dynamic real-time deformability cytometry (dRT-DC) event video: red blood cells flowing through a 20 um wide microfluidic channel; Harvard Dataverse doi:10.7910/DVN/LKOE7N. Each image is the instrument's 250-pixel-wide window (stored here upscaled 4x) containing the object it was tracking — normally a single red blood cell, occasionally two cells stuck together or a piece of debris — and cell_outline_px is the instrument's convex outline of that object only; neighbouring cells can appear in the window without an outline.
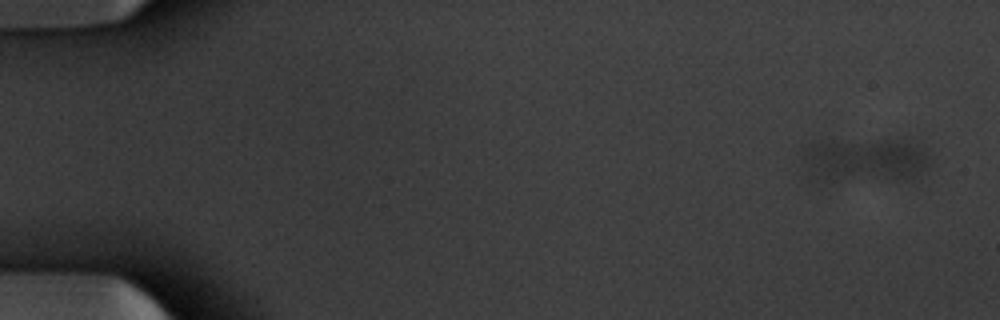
{"species": "common noctule bat (a hibernating species)", "species_latin": "Nyctalus noctula", "temperature_condition": "warm", "stored_images_in_passage": 16, "camera_frame_rate_fps": 3000, "um_per_image_px": 0.085, "animal": {"sex": "male", "body_mass_g": 20.1, "forearm_length_mm": 53.5}, "frame": {"image": 1, "passage_image": 3, "time_ms": 0.667, "image_size_px": [1000, 320], "cell_outline_px": [[932, 160], [912, 180], [812, 180], [800, 152], [808, 144], [832, 140], [896, 140], [912, 144], [928, 152]], "centroid_in_image_um": [73.47, 13.61], "position_along_channel_um": 11.5, "area_um2": 33.06}}
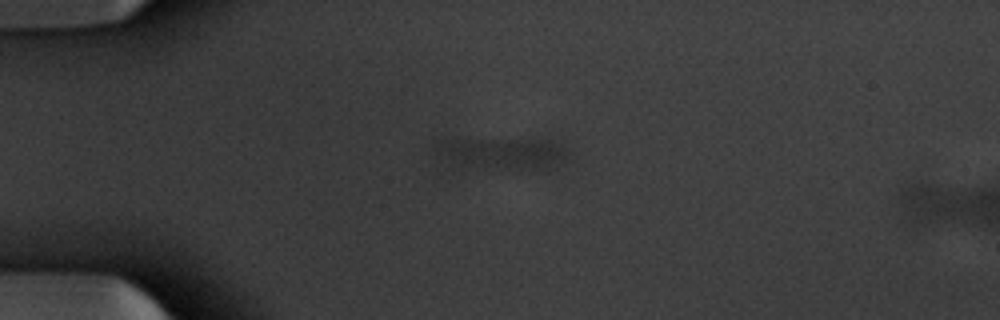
{"frame": {"image": 2, "passage_image": 14, "time_ms": 4.333, "image_size_px": [1000, 320], "cell_outline_px": [[572, 160], [556, 172], [548, 172], [448, 168], [432, 148], [436, 140], [556, 140], [572, 148]], "centroid_in_image_um": [42.87, 13.16], "position_along_channel_um": 42.1, "area_um2": 28.03}}